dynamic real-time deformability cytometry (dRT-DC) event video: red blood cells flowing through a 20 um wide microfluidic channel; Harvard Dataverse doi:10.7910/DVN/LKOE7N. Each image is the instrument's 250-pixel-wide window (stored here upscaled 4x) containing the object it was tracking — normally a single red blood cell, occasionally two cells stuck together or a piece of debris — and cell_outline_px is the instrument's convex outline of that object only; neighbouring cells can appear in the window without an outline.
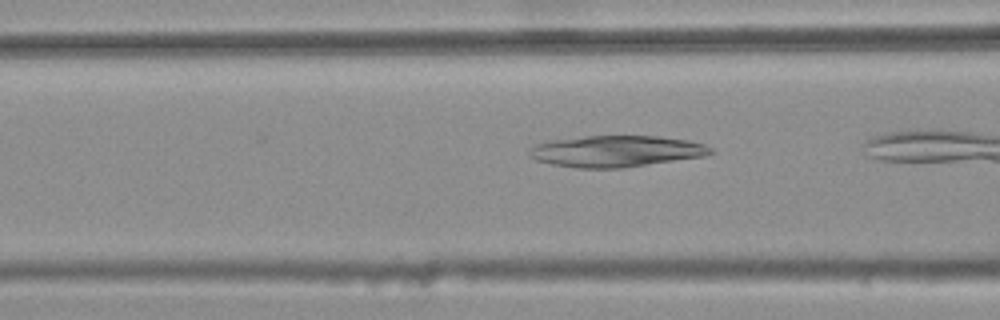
{"species": "common noctule bat (a hibernating species)", "species_latin": "Nyctalus noctula", "temperature_condition": "warm", "stored_images_in_passage": 6, "camera_frame_rate_fps": 3000, "um_per_image_px": 0.085, "animal": {"sex": "female", "body_mass_g": 25.1}, "frame": {"image": 1, "passage_image": 3, "time_ms": 0.667, "image_size_px": [1000, 320], "cell_outline_px": [[716, 152], [704, 156], [620, 168], [576, 168], [552, 164], [536, 160], [528, 156], [528, 148], [536, 144], [548, 140], [584, 136], [660, 136], [688, 140], [704, 144], [712, 148]], "centroid_in_image_um": [52.33, 12.84], "position_along_channel_um": 114.3, "area_um2": 33.29}}